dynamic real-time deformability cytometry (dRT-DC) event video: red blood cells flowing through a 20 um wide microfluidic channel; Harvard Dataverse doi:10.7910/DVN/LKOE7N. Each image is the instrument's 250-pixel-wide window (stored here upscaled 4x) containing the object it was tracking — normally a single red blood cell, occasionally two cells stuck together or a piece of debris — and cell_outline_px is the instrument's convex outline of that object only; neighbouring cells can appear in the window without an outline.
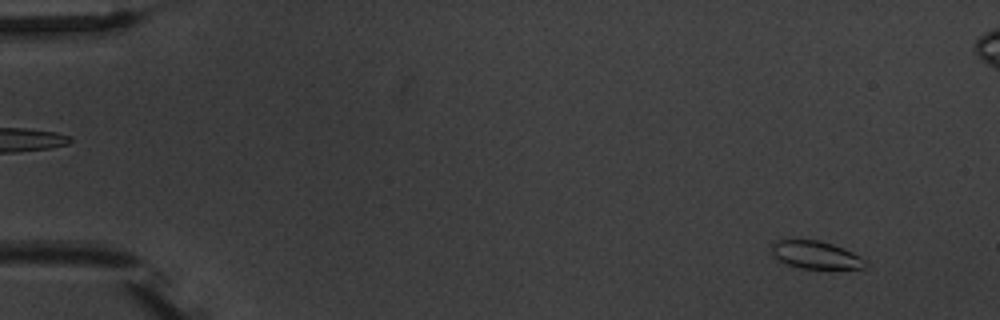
{"species": "common noctule bat (a hibernating species)", "species_latin": "Nyctalus noctula", "temperature_condition": "warm", "stored_images_in_passage": 4, "camera_frame_rate_fps": 3000, "um_per_image_px": 0.085, "animal": {"sex": "male", "body_mass_g": 20.1, "forearm_length_mm": 53.5}, "frame": {"image": 1, "passage_image": 1, "time_ms": 0.0, "image_size_px": [1000, 320], "cell_outline_px": [[868, 264], [864, 268], [800, 268], [788, 264], [780, 260], [772, 252], [772, 244], [780, 240], [816, 240], [832, 244], [844, 248], [860, 256]], "centroid_in_image_um": [69.37, 21.67], "position_along_channel_um": 15.6, "area_um2": 14.74}}